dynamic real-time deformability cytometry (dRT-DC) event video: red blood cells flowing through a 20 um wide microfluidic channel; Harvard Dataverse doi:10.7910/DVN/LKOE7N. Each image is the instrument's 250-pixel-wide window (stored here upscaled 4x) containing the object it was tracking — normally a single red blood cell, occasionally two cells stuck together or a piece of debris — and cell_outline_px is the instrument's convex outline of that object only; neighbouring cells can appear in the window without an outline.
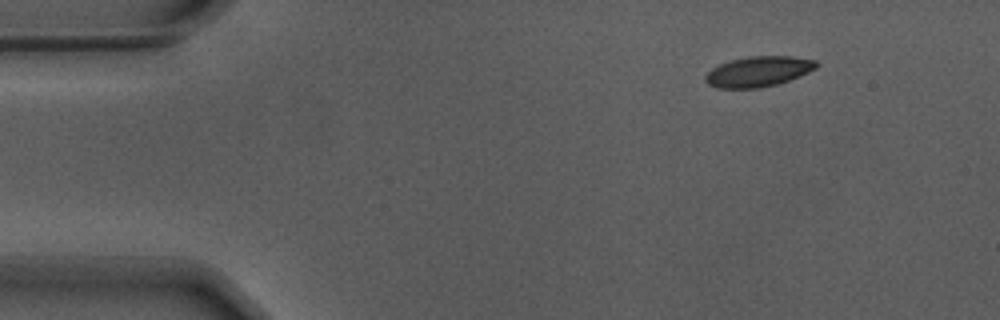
{"species": "Egyptian fruit bat (a non-hibernating species)", "species_latin": "Rousettus aegyptiacus", "temperature_condition": "warm", "stored_images_in_passage": 50, "camera_frame_rate_fps": 3000, "um_per_image_px": 0.085, "animal": {"sex": "male"}, "frame": {"image": 1, "passage_image": 1, "time_ms": 0.0, "image_size_px": [1000, 320], "cell_outline_px": [[816, 68], [808, 72], [788, 80], [776, 84], [760, 88], [716, 88], [708, 84], [704, 80], [704, 76], [712, 68], [720, 64], [732, 60], [748, 56], [792, 56], [816, 60]], "centroid_in_image_um": [64.42, 6.08], "position_along_channel_um": 20.6, "area_um2": 19.48}}
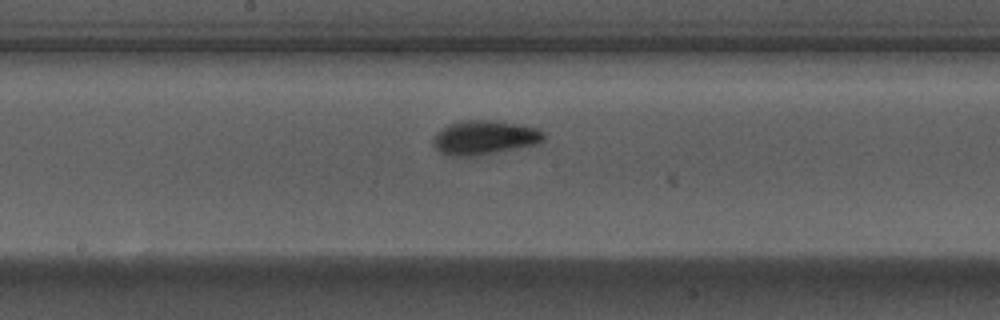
{"frame": {"image": 2, "passage_image": 23, "time_ms": 7.333, "image_size_px": [1000, 320], "cell_outline_px": [[544, 140], [536, 144], [492, 152], [464, 156], [456, 156], [440, 152], [432, 144], [432, 136], [440, 128], [456, 120], [496, 120], [520, 124], [540, 128], [544, 132]], "centroid_in_image_um": [41.15, 11.64], "position_along_channel_um": 207.1, "area_um2": 22.02}}
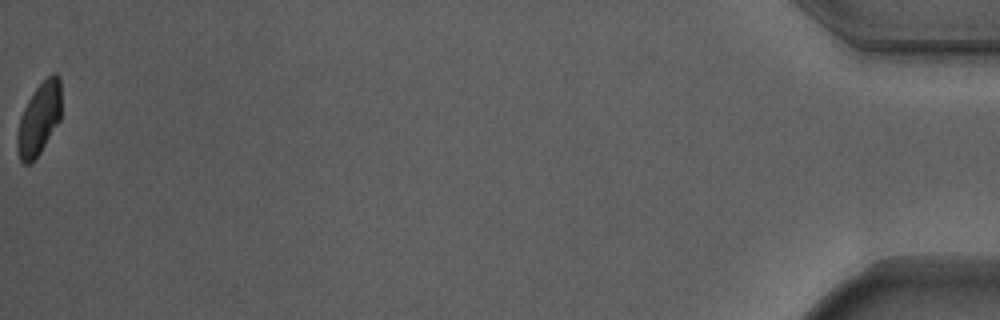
{"frame": {"image": 3, "passage_image": 50, "time_ms": 16.333, "image_size_px": [1000, 320], "cell_outline_px": [[60, 120], [40, 152], [28, 164], [24, 164], [20, 160], [16, 148], [16, 136], [20, 116], [28, 100], [36, 88], [52, 72], [56, 72], [60, 76]], "centroid_in_image_um": [3.31, 10.08], "position_along_channel_um": 431.9, "area_um2": 18.44}, "authors_computed_cell_mechanics": {"area_um2": 20.1144, "velocity_mm_per_s": 3.6886, "shape_relaxation_time_tau1_ms": 3.2304, "shape_relaxation_time_tau2_ms": null, "deformation_change_tau1": 0.12, "deformation_change_tau2": null}}